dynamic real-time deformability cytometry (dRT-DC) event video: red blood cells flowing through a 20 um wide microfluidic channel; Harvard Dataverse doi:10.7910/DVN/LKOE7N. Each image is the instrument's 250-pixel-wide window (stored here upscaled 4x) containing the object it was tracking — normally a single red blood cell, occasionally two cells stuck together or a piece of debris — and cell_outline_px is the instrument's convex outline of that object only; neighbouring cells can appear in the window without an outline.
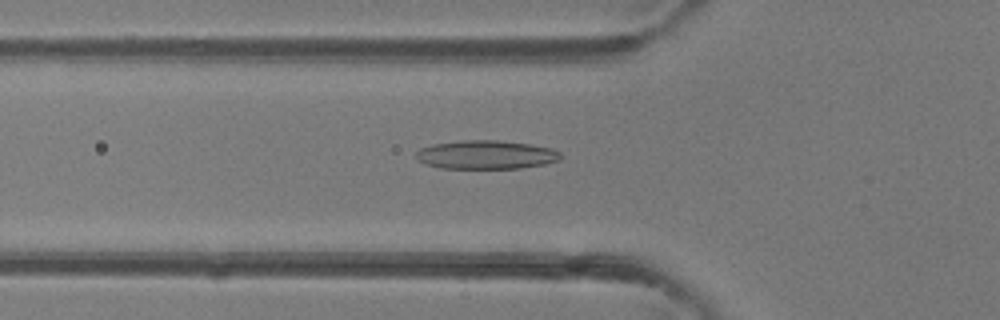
{"species": "common noctule bat (a hibernating species)", "species_latin": "Nyctalus noctula", "temperature_condition": "room temperature", "stored_images_in_passage": 34, "camera_frame_rate_fps": 3000, "um_per_image_px": 0.085, "animal": {"sex": "female"}, "frame": {"image": 1, "passage_image": 3, "time_ms": 0.667, "image_size_px": [1000, 320], "cell_outline_px": [[560, 160], [544, 164], [520, 168], [440, 168], [424, 164], [416, 156], [416, 152], [420, 148], [432, 144], [464, 140], [500, 140], [532, 144], [552, 148], [560, 152]], "centroid_in_image_um": [41.32, 13.14], "position_along_channel_um": 84.5, "area_um2": 24.22}}
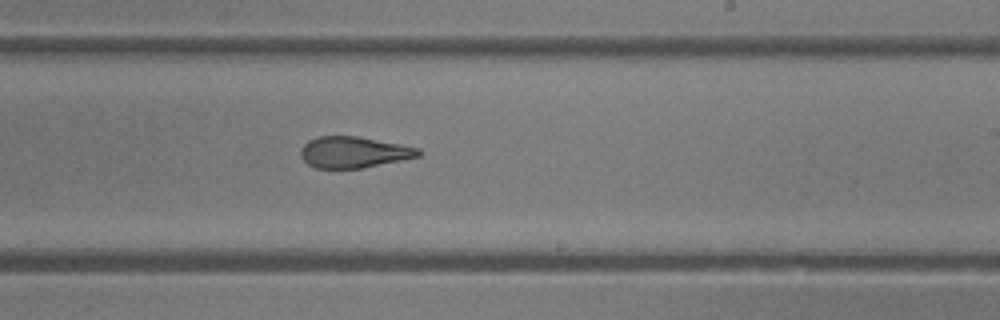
{"frame": {"image": 2, "passage_image": 15, "time_ms": 4.667, "image_size_px": [1000, 320], "cell_outline_px": [[420, 156], [360, 168], [316, 168], [308, 164], [300, 156], [300, 148], [308, 140], [316, 136], [360, 136], [420, 148]], "centroid_in_image_um": [30.03, 12.92], "position_along_channel_um": 259.0, "area_um2": 21.39}}
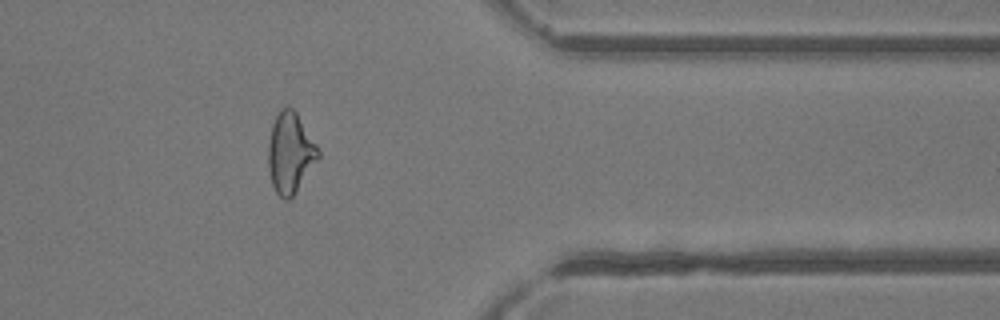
{"frame": {"image": 3, "passage_image": 25, "time_ms": 8.0, "image_size_px": [1000, 320], "cell_outline_px": [[320, 156], [292, 196], [288, 200], [284, 200], [276, 192], [272, 184], [268, 168], [268, 144], [272, 124], [280, 108], [288, 104], [296, 112], [316, 144], [320, 152]], "centroid_in_image_um": [24.65, 12.96], "position_along_channel_um": 386.8, "area_um2": 23.24}, "authors_computed_cell_mechanics": {"area_um2": 22.8599, "velocity_mm_per_s": 4.3384, "shape_relaxation_time_tau1_ms": 9.3528, "shape_relaxation_time_tau2_ms": 1.8568, "deformation_change_tau1": 0.2573, "deformation_change_tau2": 0.1048}}